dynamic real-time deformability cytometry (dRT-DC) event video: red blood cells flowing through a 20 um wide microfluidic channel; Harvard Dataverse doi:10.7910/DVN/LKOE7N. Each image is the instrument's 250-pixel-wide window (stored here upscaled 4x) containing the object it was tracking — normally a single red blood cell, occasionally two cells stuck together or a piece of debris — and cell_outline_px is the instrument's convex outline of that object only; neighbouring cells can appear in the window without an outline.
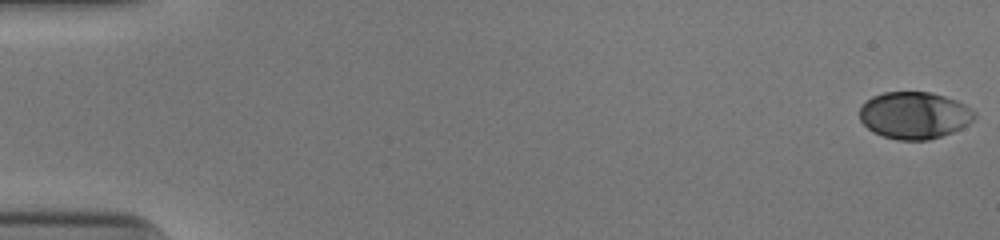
{"species": "human", "species_latin": "Homo sapiens", "temperature_condition": "cold", "stored_images_in_passage": 53, "camera_frame_rate_fps": 3000, "um_per_image_px": 0.085, "donor": {"sex": "male"}, "frame": {"image": 1, "passage_image": 1, "time_ms": 0.0, "image_size_px": [1000, 240], "cell_outline_px": [[976, 116], [968, 124], [952, 132], [928, 140], [896, 140], [872, 132], [860, 120], [860, 104], [872, 96], [884, 92], [932, 92], [956, 100], [964, 104], [976, 112]], "centroid_in_image_um": [77.7, 9.79], "position_along_channel_um": 7.3, "area_um2": 31.56}}
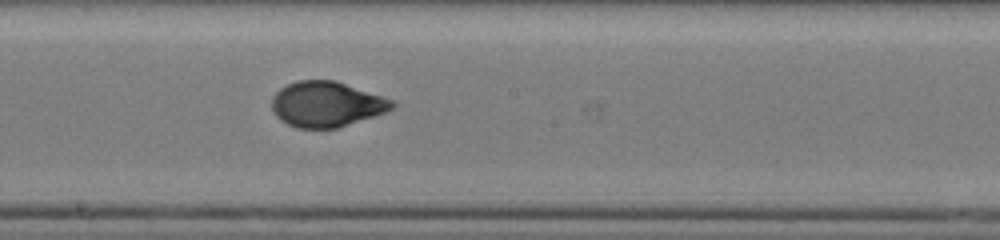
{"frame": {"image": 2, "passage_image": 30, "time_ms": 9.667, "image_size_px": [1000, 240], "cell_outline_px": [[396, 104], [388, 112], [336, 128], [296, 128], [280, 120], [272, 112], [272, 96], [280, 88], [296, 80], [336, 80], [396, 100]], "centroid_in_image_um": [27.77, 8.85], "position_along_channel_um": 220.4, "area_um2": 32.19}}
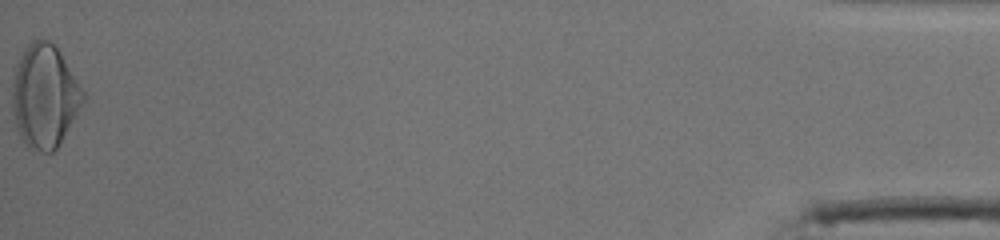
{"frame": {"image": 3, "passage_image": 53, "time_ms": 17.333, "image_size_px": [1000, 240], "cell_outline_px": [[88, 96], [56, 148], [52, 152], [32, 152], [28, 148], [20, 136], [16, 128], [12, 116], [12, 76], [20, 56], [24, 48], [32, 40], [48, 40], [56, 44]], "centroid_in_image_um": [3.79, 8.16], "position_along_channel_um": 431.4, "area_um2": 43.29}, "authors_computed_cell_mechanics": {"area_um2": 32.2524, "velocity_mm_per_s": 3.9698, "shape_relaxation_time_tau1_ms": 6.0889, "shape_relaxation_time_tau2_ms": 0.675, "deformation_change_tau1": 0.2056, "deformation_change_tau2": 0.0482}}